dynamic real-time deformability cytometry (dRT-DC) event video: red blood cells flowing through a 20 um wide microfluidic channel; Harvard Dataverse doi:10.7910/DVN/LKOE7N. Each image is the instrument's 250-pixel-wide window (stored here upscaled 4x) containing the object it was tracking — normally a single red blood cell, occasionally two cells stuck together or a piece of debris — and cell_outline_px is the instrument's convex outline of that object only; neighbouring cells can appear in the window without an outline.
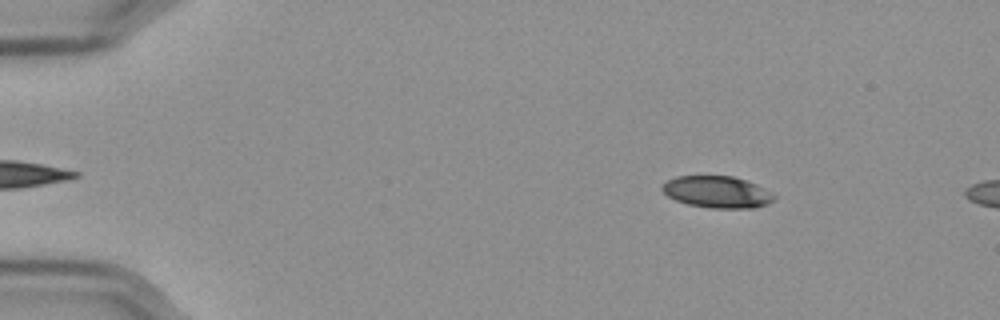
{"species": "Egyptian fruit bat (a non-hibernating species)", "species_latin": "Rousettus aegyptiacus", "temperature_condition": "cold", "stored_images_in_passage": 55, "camera_frame_rate_fps": 3000, "um_per_image_px": 0.085, "frame": {"image": 1, "passage_image": 5, "time_ms": 1.333, "image_size_px": [1000, 320], "cell_outline_px": [[776, 196], [768, 204], [752, 208], [708, 208], [688, 204], [676, 200], [668, 196], [660, 188], [668, 180], [676, 176], [732, 176], [756, 184]], "centroid_in_image_um": [60.94, 16.32], "position_along_channel_um": 24.1, "area_um2": 20.52}}
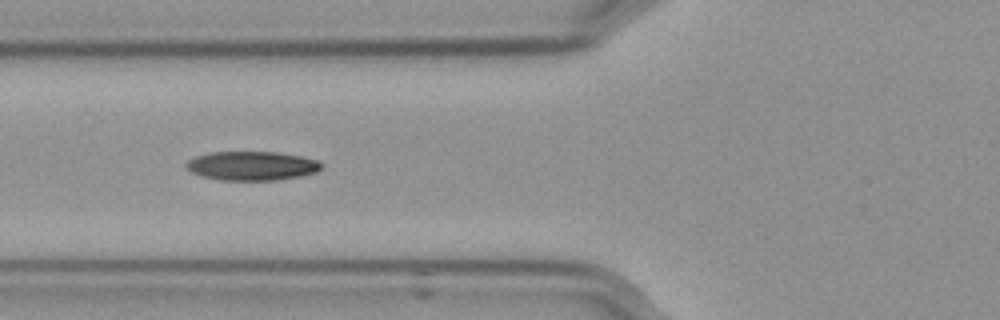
{"frame": {"image": 2, "passage_image": 19, "time_ms": 6.0, "image_size_px": [1000, 320], "cell_outline_px": [[324, 164], [316, 172], [300, 176], [276, 180], [220, 180], [200, 176], [192, 172], [184, 164], [188, 160], [196, 156], [208, 152], [276, 152], [300, 156], [320, 160]], "centroid_in_image_um": [21.41, 14.09], "position_along_channel_um": 104.4, "area_um2": 22.95}}
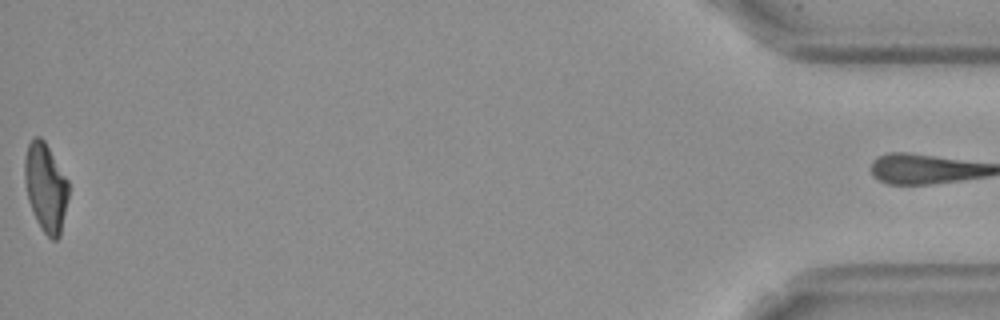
{"frame": {"image": 3, "passage_image": 54, "time_ms": 17.667, "image_size_px": [1000, 320], "cell_outline_px": [[68, 196], [60, 236], [56, 240], [52, 240], [40, 228], [36, 220], [28, 200], [24, 180], [24, 160], [28, 144], [32, 136], [40, 136], [44, 140], [68, 180]], "centroid_in_image_um": [3.86, 15.91], "position_along_channel_um": 431.3, "area_um2": 22.66}, "authors_computed_cell_mechanics": {"area_um2": 22.6576, "velocity_mm_per_s": 3.5745, "shape_relaxation_time_tau1_ms": 5.5158, "shape_relaxation_time_tau2_ms": 5.2641, "deformation_change_tau1": 0.1716, "deformation_change_tau2": 0.0972}}